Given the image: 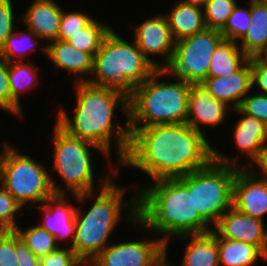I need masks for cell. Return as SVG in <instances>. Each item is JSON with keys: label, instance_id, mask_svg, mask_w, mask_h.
Listing matches in <instances>:
<instances>
[{"label": "cell", "instance_id": "obj_44", "mask_svg": "<svg viewBox=\"0 0 267 266\" xmlns=\"http://www.w3.org/2000/svg\"><path fill=\"white\" fill-rule=\"evenodd\" d=\"M3 144V148H2V150L0 151V181H1V168H2V161H3V158H4V155H5V153H6V148L10 145L9 144V141L7 142H3L2 143Z\"/></svg>", "mask_w": 267, "mask_h": 266}, {"label": "cell", "instance_id": "obj_34", "mask_svg": "<svg viewBox=\"0 0 267 266\" xmlns=\"http://www.w3.org/2000/svg\"><path fill=\"white\" fill-rule=\"evenodd\" d=\"M0 109L17 118L23 116V109L11 98L8 78V61L0 57Z\"/></svg>", "mask_w": 267, "mask_h": 266}, {"label": "cell", "instance_id": "obj_40", "mask_svg": "<svg viewBox=\"0 0 267 266\" xmlns=\"http://www.w3.org/2000/svg\"><path fill=\"white\" fill-rule=\"evenodd\" d=\"M15 258L18 266H41L40 258L24 244L15 232Z\"/></svg>", "mask_w": 267, "mask_h": 266}, {"label": "cell", "instance_id": "obj_20", "mask_svg": "<svg viewBox=\"0 0 267 266\" xmlns=\"http://www.w3.org/2000/svg\"><path fill=\"white\" fill-rule=\"evenodd\" d=\"M232 111L243 114L232 129L233 141L239 149L238 152L249 159L244 168H250L259 159L261 151L266 146V125L261 120L242 113L238 108Z\"/></svg>", "mask_w": 267, "mask_h": 266}, {"label": "cell", "instance_id": "obj_5", "mask_svg": "<svg viewBox=\"0 0 267 266\" xmlns=\"http://www.w3.org/2000/svg\"><path fill=\"white\" fill-rule=\"evenodd\" d=\"M160 77L174 82L161 81ZM190 87L165 69H157L129 95V128L186 123Z\"/></svg>", "mask_w": 267, "mask_h": 266}, {"label": "cell", "instance_id": "obj_7", "mask_svg": "<svg viewBox=\"0 0 267 266\" xmlns=\"http://www.w3.org/2000/svg\"><path fill=\"white\" fill-rule=\"evenodd\" d=\"M131 42L111 29L94 56L93 72L87 82L115 88L129 96L135 86L150 77L157 68Z\"/></svg>", "mask_w": 267, "mask_h": 266}, {"label": "cell", "instance_id": "obj_21", "mask_svg": "<svg viewBox=\"0 0 267 266\" xmlns=\"http://www.w3.org/2000/svg\"><path fill=\"white\" fill-rule=\"evenodd\" d=\"M177 238L186 243L180 266H220L218 239L212 231Z\"/></svg>", "mask_w": 267, "mask_h": 266}, {"label": "cell", "instance_id": "obj_39", "mask_svg": "<svg viewBox=\"0 0 267 266\" xmlns=\"http://www.w3.org/2000/svg\"><path fill=\"white\" fill-rule=\"evenodd\" d=\"M251 70L252 89L257 87L259 94L267 95V63L261 57L251 58Z\"/></svg>", "mask_w": 267, "mask_h": 266}, {"label": "cell", "instance_id": "obj_47", "mask_svg": "<svg viewBox=\"0 0 267 266\" xmlns=\"http://www.w3.org/2000/svg\"><path fill=\"white\" fill-rule=\"evenodd\" d=\"M261 58L267 63V51L261 56Z\"/></svg>", "mask_w": 267, "mask_h": 266}, {"label": "cell", "instance_id": "obj_30", "mask_svg": "<svg viewBox=\"0 0 267 266\" xmlns=\"http://www.w3.org/2000/svg\"><path fill=\"white\" fill-rule=\"evenodd\" d=\"M237 0H208L203 7L206 28L221 31L236 6Z\"/></svg>", "mask_w": 267, "mask_h": 266}, {"label": "cell", "instance_id": "obj_32", "mask_svg": "<svg viewBox=\"0 0 267 266\" xmlns=\"http://www.w3.org/2000/svg\"><path fill=\"white\" fill-rule=\"evenodd\" d=\"M63 8L57 40L67 41L71 36L88 26L94 18L86 12H66Z\"/></svg>", "mask_w": 267, "mask_h": 266}, {"label": "cell", "instance_id": "obj_28", "mask_svg": "<svg viewBox=\"0 0 267 266\" xmlns=\"http://www.w3.org/2000/svg\"><path fill=\"white\" fill-rule=\"evenodd\" d=\"M112 28L109 24L94 19L88 26L80 29V32L71 36L67 41L74 48L95 56L96 52L100 49L103 39Z\"/></svg>", "mask_w": 267, "mask_h": 266}, {"label": "cell", "instance_id": "obj_25", "mask_svg": "<svg viewBox=\"0 0 267 266\" xmlns=\"http://www.w3.org/2000/svg\"><path fill=\"white\" fill-rule=\"evenodd\" d=\"M218 255L220 266H253L260 259L267 261L257 246L227 239H218Z\"/></svg>", "mask_w": 267, "mask_h": 266}, {"label": "cell", "instance_id": "obj_46", "mask_svg": "<svg viewBox=\"0 0 267 266\" xmlns=\"http://www.w3.org/2000/svg\"><path fill=\"white\" fill-rule=\"evenodd\" d=\"M253 1H255V2H257V3H260V4H262V5L267 6V0H253Z\"/></svg>", "mask_w": 267, "mask_h": 266}, {"label": "cell", "instance_id": "obj_37", "mask_svg": "<svg viewBox=\"0 0 267 266\" xmlns=\"http://www.w3.org/2000/svg\"><path fill=\"white\" fill-rule=\"evenodd\" d=\"M80 262L70 247L61 246L40 258L41 266H77Z\"/></svg>", "mask_w": 267, "mask_h": 266}, {"label": "cell", "instance_id": "obj_2", "mask_svg": "<svg viewBox=\"0 0 267 266\" xmlns=\"http://www.w3.org/2000/svg\"><path fill=\"white\" fill-rule=\"evenodd\" d=\"M74 85L76 104L73 117L60 105L55 122L69 135L97 145L109 157L112 156L111 143L115 141L116 164L119 165L127 153L130 141L129 96L115 88L88 82ZM119 107L126 116L123 126L114 120L118 116L115 109L118 110Z\"/></svg>", "mask_w": 267, "mask_h": 266}, {"label": "cell", "instance_id": "obj_3", "mask_svg": "<svg viewBox=\"0 0 267 266\" xmlns=\"http://www.w3.org/2000/svg\"><path fill=\"white\" fill-rule=\"evenodd\" d=\"M152 182L136 192L137 228L161 236L166 249L172 237L212 231L194 208L193 172Z\"/></svg>", "mask_w": 267, "mask_h": 266}, {"label": "cell", "instance_id": "obj_15", "mask_svg": "<svg viewBox=\"0 0 267 266\" xmlns=\"http://www.w3.org/2000/svg\"><path fill=\"white\" fill-rule=\"evenodd\" d=\"M68 195H54L33 209L40 210L44 215L41 224L38 225L51 233L59 246L71 248L75 237L76 206L70 203L69 198H67ZM62 241H65V246Z\"/></svg>", "mask_w": 267, "mask_h": 266}, {"label": "cell", "instance_id": "obj_26", "mask_svg": "<svg viewBox=\"0 0 267 266\" xmlns=\"http://www.w3.org/2000/svg\"><path fill=\"white\" fill-rule=\"evenodd\" d=\"M27 30L28 32L16 29L0 48V57L8 62L26 61V58L29 59L28 55L37 51L38 46L46 55V45H41V39L33 31Z\"/></svg>", "mask_w": 267, "mask_h": 266}, {"label": "cell", "instance_id": "obj_48", "mask_svg": "<svg viewBox=\"0 0 267 266\" xmlns=\"http://www.w3.org/2000/svg\"><path fill=\"white\" fill-rule=\"evenodd\" d=\"M266 144H267V124H266Z\"/></svg>", "mask_w": 267, "mask_h": 266}, {"label": "cell", "instance_id": "obj_19", "mask_svg": "<svg viewBox=\"0 0 267 266\" xmlns=\"http://www.w3.org/2000/svg\"><path fill=\"white\" fill-rule=\"evenodd\" d=\"M46 57L51 60L55 68H60L70 74L75 73V76L80 75L78 79L74 78V83L87 82L92 75L94 56L74 48L68 41H50L46 44ZM88 75L89 77H86Z\"/></svg>", "mask_w": 267, "mask_h": 266}, {"label": "cell", "instance_id": "obj_31", "mask_svg": "<svg viewBox=\"0 0 267 266\" xmlns=\"http://www.w3.org/2000/svg\"><path fill=\"white\" fill-rule=\"evenodd\" d=\"M248 5L246 8L236 4L225 27L220 31L224 39L238 43L245 36L251 24L250 2Z\"/></svg>", "mask_w": 267, "mask_h": 266}, {"label": "cell", "instance_id": "obj_11", "mask_svg": "<svg viewBox=\"0 0 267 266\" xmlns=\"http://www.w3.org/2000/svg\"><path fill=\"white\" fill-rule=\"evenodd\" d=\"M108 243L91 261L95 266H155L166 251V244L159 237Z\"/></svg>", "mask_w": 267, "mask_h": 266}, {"label": "cell", "instance_id": "obj_27", "mask_svg": "<svg viewBox=\"0 0 267 266\" xmlns=\"http://www.w3.org/2000/svg\"><path fill=\"white\" fill-rule=\"evenodd\" d=\"M33 64V65H32ZM34 63L20 61L8 62V78L11 98L21 107V94L30 92L40 83L39 72ZM39 75V76H38Z\"/></svg>", "mask_w": 267, "mask_h": 266}, {"label": "cell", "instance_id": "obj_9", "mask_svg": "<svg viewBox=\"0 0 267 266\" xmlns=\"http://www.w3.org/2000/svg\"><path fill=\"white\" fill-rule=\"evenodd\" d=\"M28 154L20 152L12 143L6 148L2 161L0 185L23 207L33 209L55 194L52 189L49 168ZM49 172V173H48ZM29 202V203H28ZM32 205H28L30 203Z\"/></svg>", "mask_w": 267, "mask_h": 266}, {"label": "cell", "instance_id": "obj_36", "mask_svg": "<svg viewBox=\"0 0 267 266\" xmlns=\"http://www.w3.org/2000/svg\"><path fill=\"white\" fill-rule=\"evenodd\" d=\"M12 0H0V48L15 31V9Z\"/></svg>", "mask_w": 267, "mask_h": 266}, {"label": "cell", "instance_id": "obj_23", "mask_svg": "<svg viewBox=\"0 0 267 266\" xmlns=\"http://www.w3.org/2000/svg\"><path fill=\"white\" fill-rule=\"evenodd\" d=\"M251 24L238 42L248 58L261 57L267 51V6L250 0Z\"/></svg>", "mask_w": 267, "mask_h": 266}, {"label": "cell", "instance_id": "obj_24", "mask_svg": "<svg viewBox=\"0 0 267 266\" xmlns=\"http://www.w3.org/2000/svg\"><path fill=\"white\" fill-rule=\"evenodd\" d=\"M249 58L237 42L223 39L212 54L208 77H224L238 71Z\"/></svg>", "mask_w": 267, "mask_h": 266}, {"label": "cell", "instance_id": "obj_10", "mask_svg": "<svg viewBox=\"0 0 267 266\" xmlns=\"http://www.w3.org/2000/svg\"><path fill=\"white\" fill-rule=\"evenodd\" d=\"M223 39L219 30L206 28L177 41L172 60L165 70L172 77L201 84L208 77L212 54Z\"/></svg>", "mask_w": 267, "mask_h": 266}, {"label": "cell", "instance_id": "obj_14", "mask_svg": "<svg viewBox=\"0 0 267 266\" xmlns=\"http://www.w3.org/2000/svg\"><path fill=\"white\" fill-rule=\"evenodd\" d=\"M233 207L240 212L264 220L267 214V180L251 168H238L233 185Z\"/></svg>", "mask_w": 267, "mask_h": 266}, {"label": "cell", "instance_id": "obj_41", "mask_svg": "<svg viewBox=\"0 0 267 266\" xmlns=\"http://www.w3.org/2000/svg\"><path fill=\"white\" fill-rule=\"evenodd\" d=\"M255 165V166H254ZM258 166V167H257ZM258 176L267 180V144L261 151L259 159L250 167ZM256 168V169H255ZM259 168V169H258ZM258 169V171H257ZM260 173V174H259Z\"/></svg>", "mask_w": 267, "mask_h": 266}, {"label": "cell", "instance_id": "obj_16", "mask_svg": "<svg viewBox=\"0 0 267 266\" xmlns=\"http://www.w3.org/2000/svg\"><path fill=\"white\" fill-rule=\"evenodd\" d=\"M231 110L225 103L216 100L201 84H191L188 99V115L186 124L194 130L207 135L200 128L203 124L216 128L221 126Z\"/></svg>", "mask_w": 267, "mask_h": 266}, {"label": "cell", "instance_id": "obj_17", "mask_svg": "<svg viewBox=\"0 0 267 266\" xmlns=\"http://www.w3.org/2000/svg\"><path fill=\"white\" fill-rule=\"evenodd\" d=\"M251 58L235 73L224 77H207L201 85L218 101L231 109L239 107L244 97L252 92ZM251 91V92H250Z\"/></svg>", "mask_w": 267, "mask_h": 266}, {"label": "cell", "instance_id": "obj_33", "mask_svg": "<svg viewBox=\"0 0 267 266\" xmlns=\"http://www.w3.org/2000/svg\"><path fill=\"white\" fill-rule=\"evenodd\" d=\"M22 208L24 207L0 185V231L14 230L19 226L16 215Z\"/></svg>", "mask_w": 267, "mask_h": 266}, {"label": "cell", "instance_id": "obj_22", "mask_svg": "<svg viewBox=\"0 0 267 266\" xmlns=\"http://www.w3.org/2000/svg\"><path fill=\"white\" fill-rule=\"evenodd\" d=\"M174 3L163 15L176 42L206 29L203 8L179 0Z\"/></svg>", "mask_w": 267, "mask_h": 266}, {"label": "cell", "instance_id": "obj_35", "mask_svg": "<svg viewBox=\"0 0 267 266\" xmlns=\"http://www.w3.org/2000/svg\"><path fill=\"white\" fill-rule=\"evenodd\" d=\"M238 109L251 117L261 120L267 124V95L257 93H249L241 101Z\"/></svg>", "mask_w": 267, "mask_h": 266}, {"label": "cell", "instance_id": "obj_13", "mask_svg": "<svg viewBox=\"0 0 267 266\" xmlns=\"http://www.w3.org/2000/svg\"><path fill=\"white\" fill-rule=\"evenodd\" d=\"M264 225V220L246 215L232 206L213 225L212 232L217 239L257 246L267 256V225Z\"/></svg>", "mask_w": 267, "mask_h": 266}, {"label": "cell", "instance_id": "obj_18", "mask_svg": "<svg viewBox=\"0 0 267 266\" xmlns=\"http://www.w3.org/2000/svg\"><path fill=\"white\" fill-rule=\"evenodd\" d=\"M17 18L26 29L33 31L41 41L57 40L63 8L54 0H33Z\"/></svg>", "mask_w": 267, "mask_h": 266}, {"label": "cell", "instance_id": "obj_43", "mask_svg": "<svg viewBox=\"0 0 267 266\" xmlns=\"http://www.w3.org/2000/svg\"><path fill=\"white\" fill-rule=\"evenodd\" d=\"M167 249L166 251L158 258L155 266H172V265H169L170 263L167 262Z\"/></svg>", "mask_w": 267, "mask_h": 266}, {"label": "cell", "instance_id": "obj_38", "mask_svg": "<svg viewBox=\"0 0 267 266\" xmlns=\"http://www.w3.org/2000/svg\"><path fill=\"white\" fill-rule=\"evenodd\" d=\"M0 266H18L15 258V230L0 231Z\"/></svg>", "mask_w": 267, "mask_h": 266}, {"label": "cell", "instance_id": "obj_45", "mask_svg": "<svg viewBox=\"0 0 267 266\" xmlns=\"http://www.w3.org/2000/svg\"><path fill=\"white\" fill-rule=\"evenodd\" d=\"M77 266H95L92 262L81 261Z\"/></svg>", "mask_w": 267, "mask_h": 266}, {"label": "cell", "instance_id": "obj_42", "mask_svg": "<svg viewBox=\"0 0 267 266\" xmlns=\"http://www.w3.org/2000/svg\"><path fill=\"white\" fill-rule=\"evenodd\" d=\"M179 1H181L182 3H185V4L194 5V6L203 8L205 3L208 0H179Z\"/></svg>", "mask_w": 267, "mask_h": 266}, {"label": "cell", "instance_id": "obj_29", "mask_svg": "<svg viewBox=\"0 0 267 266\" xmlns=\"http://www.w3.org/2000/svg\"><path fill=\"white\" fill-rule=\"evenodd\" d=\"M14 230L38 258L44 257L60 247L56 238L38 224L30 226L28 229H22L18 226Z\"/></svg>", "mask_w": 267, "mask_h": 266}, {"label": "cell", "instance_id": "obj_12", "mask_svg": "<svg viewBox=\"0 0 267 266\" xmlns=\"http://www.w3.org/2000/svg\"><path fill=\"white\" fill-rule=\"evenodd\" d=\"M133 41L145 57L157 68L165 69L171 62L176 41L163 14L147 17L139 25H134ZM162 57L158 63L150 56Z\"/></svg>", "mask_w": 267, "mask_h": 266}, {"label": "cell", "instance_id": "obj_6", "mask_svg": "<svg viewBox=\"0 0 267 266\" xmlns=\"http://www.w3.org/2000/svg\"><path fill=\"white\" fill-rule=\"evenodd\" d=\"M52 128L54 129L52 130L53 135L51 141L53 142L54 153H52L53 165L50 171H55L56 174L60 176V179H62L61 181L64 183L63 186L65 187L64 188L62 185L59 186V184L54 181L55 179L52 178L51 172L50 180L55 195H66V193L71 192L70 194L73 197L74 195L92 192L104 187L113 177L119 175V166L114 163V161H110L111 157L100 147L86 140H81L69 135L56 122ZM91 147L97 149V151L99 150L98 152H100L102 156H105L104 158H107L106 160L111 164L108 168L111 174H107L106 179H104L102 177L103 174H101L98 180L96 179L95 181V168H93V153H91ZM64 189H67L66 191L68 192Z\"/></svg>", "mask_w": 267, "mask_h": 266}, {"label": "cell", "instance_id": "obj_1", "mask_svg": "<svg viewBox=\"0 0 267 266\" xmlns=\"http://www.w3.org/2000/svg\"><path fill=\"white\" fill-rule=\"evenodd\" d=\"M186 123L130 128L127 153L118 165L147 174L152 181L179 178L208 165L214 147Z\"/></svg>", "mask_w": 267, "mask_h": 266}, {"label": "cell", "instance_id": "obj_8", "mask_svg": "<svg viewBox=\"0 0 267 266\" xmlns=\"http://www.w3.org/2000/svg\"><path fill=\"white\" fill-rule=\"evenodd\" d=\"M240 154L229 157L214 148V159L193 171L195 211L213 228L219 218L233 206V185L238 168H244Z\"/></svg>", "mask_w": 267, "mask_h": 266}, {"label": "cell", "instance_id": "obj_4", "mask_svg": "<svg viewBox=\"0 0 267 266\" xmlns=\"http://www.w3.org/2000/svg\"><path fill=\"white\" fill-rule=\"evenodd\" d=\"M114 179L97 191L74 195L73 199L80 205L87 199L94 201L85 214H82L84 211L80 205L76 207L75 237L71 249L80 261L91 262L108 245L111 233L124 216L136 226V191L127 200V212L122 215L127 186L116 185Z\"/></svg>", "mask_w": 267, "mask_h": 266}]
</instances>
